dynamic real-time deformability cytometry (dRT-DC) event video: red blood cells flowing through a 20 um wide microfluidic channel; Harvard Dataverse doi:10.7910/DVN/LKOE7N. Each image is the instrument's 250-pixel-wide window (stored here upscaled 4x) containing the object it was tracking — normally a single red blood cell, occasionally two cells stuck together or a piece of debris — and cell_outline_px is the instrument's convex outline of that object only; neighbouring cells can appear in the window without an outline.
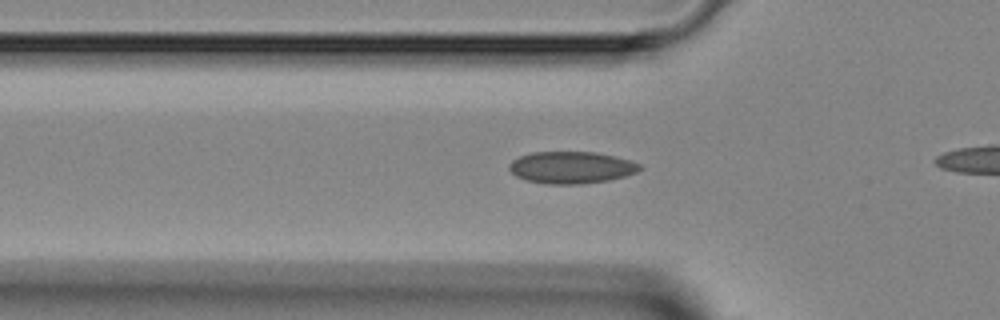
{"species": "Egyptian fruit bat (a non-hibernating species)", "species_latin": "Rousettus aegyptiacus", "temperature_condition": "room temperature", "stored_images_in_passage": 28, "camera_frame_rate_fps": 3000, "um_per_image_px": 0.085, "animal": {"sex": "female"}, "frame": {"image": 1, "passage_image": 6, "time_ms": 1.667, "image_size_px": [1000, 320], "cell_outline_px": [[644, 168], [636, 172], [624, 176], [608, 180], [580, 184], [544, 184], [524, 180], [516, 176], [508, 168], [508, 164], [512, 160], [520, 156], [532, 152], [596, 152], [616, 156], [640, 164]], "centroid_in_image_um": [48.54, 14.24], "position_along_channel_um": 77.3, "area_um2": 24.45}}
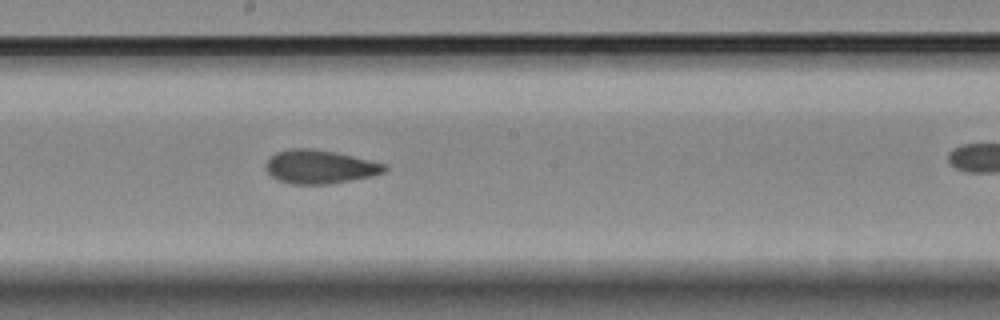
{"frame": {"image": 2, "passage_image": 16, "time_ms": 5.0, "image_size_px": [1000, 320], "cell_outline_px": [[388, 168], [384, 172], [372, 176], [328, 184], [292, 184], [280, 180], [272, 176], [268, 172], [264, 164], [276, 152], [292, 148], [312, 148], [336, 152], [388, 164]], "centroid_in_image_um": [27.21, 14.17], "position_along_channel_um": 221.0, "area_um2": 23.24}}
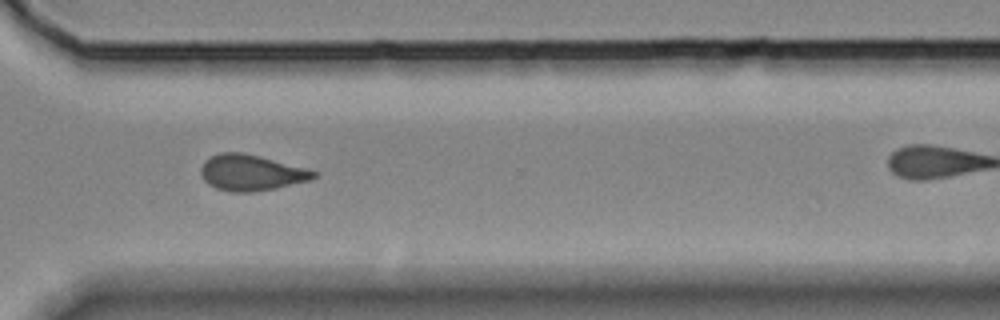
{"frame": {"image": 3, "passage_image": 25, "time_ms": 8.0, "image_size_px": [1000, 320], "cell_outline_px": [[320, 172], [312, 180], [276, 188], [252, 192], [232, 192], [216, 188], [208, 184], [204, 180], [200, 172], [200, 168], [204, 160], [220, 152], [244, 152], [260, 156]], "centroid_in_image_um": [21.35, 14.67], "position_along_channel_um": 349.2, "area_um2": 23.76}}